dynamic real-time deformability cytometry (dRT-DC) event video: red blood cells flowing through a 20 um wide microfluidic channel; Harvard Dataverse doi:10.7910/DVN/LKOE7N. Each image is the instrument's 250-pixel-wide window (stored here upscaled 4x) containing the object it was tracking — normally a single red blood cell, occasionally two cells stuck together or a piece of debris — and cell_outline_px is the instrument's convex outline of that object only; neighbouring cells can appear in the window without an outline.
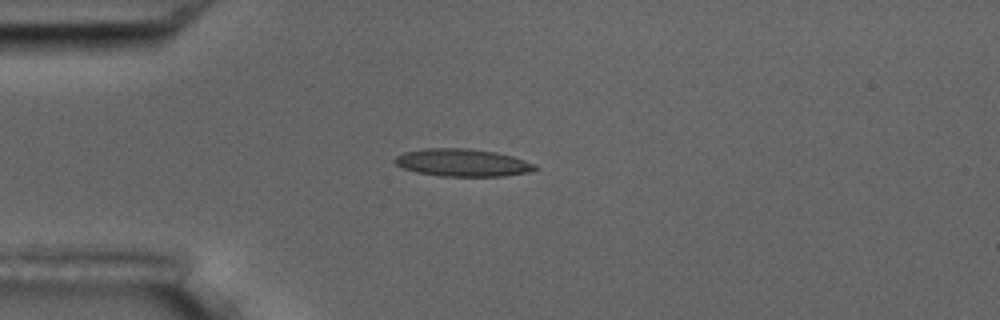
{"species": "common noctule bat (a hibernating species)", "species_latin": "Nyctalus noctula", "temperature_condition": "room temperature", "stored_images_in_passage": 11, "camera_frame_rate_fps": 3000, "um_per_image_px": 0.085, "animal": {"sex": "male", "body_mass_g": 17.5, "forearm_length_mm": 52.3}, "frame": {"image": 1, "passage_image": 4, "time_ms": 1.0, "image_size_px": [1000, 320], "cell_outline_px": [[540, 168], [528, 172], [504, 176], [440, 176], [416, 172], [404, 168], [396, 164], [392, 160], [396, 156], [404, 152], [424, 148], [468, 148], [496, 152], [512, 156], [536, 164]], "centroid_in_image_um": [39.31, 13.82], "position_along_channel_um": 45.7, "area_um2": 22.6}}
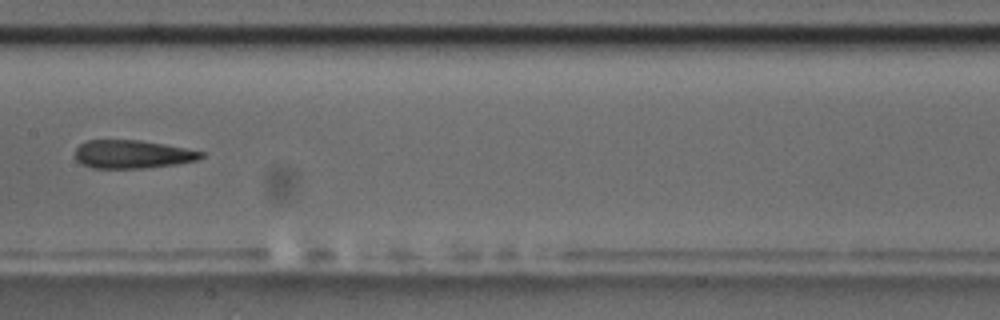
{"frame": {"image": 2, "passage_image": 8, "time_ms": 2.333, "image_size_px": [1000, 320], "cell_outline_px": [[204, 156], [200, 160], [176, 164], [148, 168], [92, 168], [80, 164], [76, 160], [76, 148], [80, 144], [88, 140], [140, 140], [164, 144], [204, 152]], "centroid_in_image_um": [11.26, 13.12], "position_along_channel_um": 196.1, "area_um2": 20.87}}
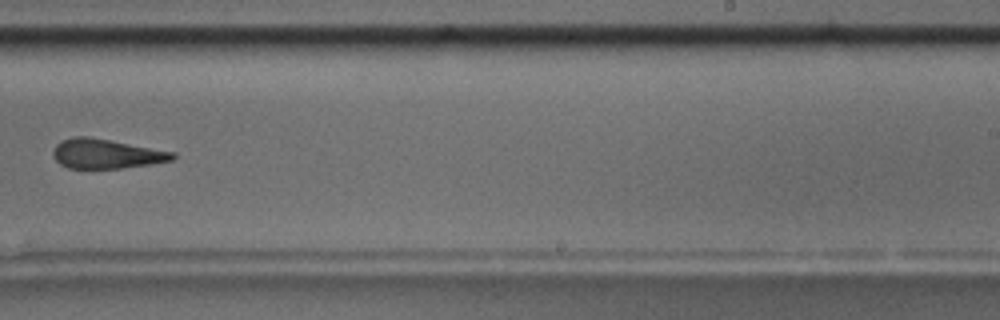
{"frame": {"image": 3, "passage_image": 10, "time_ms": 3.0, "image_size_px": [1000, 320], "cell_outline_px": [[176, 156], [172, 160], [152, 164], [120, 168], [68, 168], [60, 164], [52, 156], [52, 152], [56, 144], [60, 140], [72, 136], [88, 136], [176, 152]], "centroid_in_image_um": [9.01, 13.06], "position_along_channel_um": 280.0, "area_um2": 20.69}}